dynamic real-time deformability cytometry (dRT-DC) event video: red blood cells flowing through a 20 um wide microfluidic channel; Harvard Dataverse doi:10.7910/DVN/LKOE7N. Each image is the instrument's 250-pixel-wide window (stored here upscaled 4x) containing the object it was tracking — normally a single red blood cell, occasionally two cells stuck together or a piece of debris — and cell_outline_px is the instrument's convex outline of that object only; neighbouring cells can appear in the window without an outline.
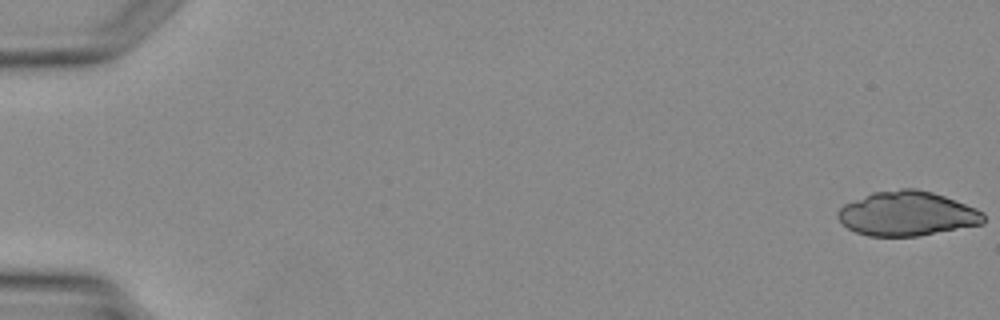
{"species": "Egyptian fruit bat (a non-hibernating species)", "species_latin": "Rousettus aegyptiacus", "temperature_condition": "warm", "stored_images_in_passage": 6, "segment_of_instrument_passage": [1, 2], "camera_frame_rate_fps": 3000, "um_per_image_px": 0.085, "animal": {"sex": "female"}, "frame": {"image": 1, "passage_image": 1, "time_ms": 0.0, "image_size_px": [1000, 320], "cell_outline_px": [[984, 224], [916, 236], [868, 236], [856, 232], [848, 228], [836, 216], [836, 212], [844, 204], [872, 192], [900, 188], [916, 188], [932, 192], [944, 196], [976, 208], [984, 212]], "centroid_in_image_um": [77.1, 18.15], "position_along_channel_um": 7.9, "area_um2": 37.8}}